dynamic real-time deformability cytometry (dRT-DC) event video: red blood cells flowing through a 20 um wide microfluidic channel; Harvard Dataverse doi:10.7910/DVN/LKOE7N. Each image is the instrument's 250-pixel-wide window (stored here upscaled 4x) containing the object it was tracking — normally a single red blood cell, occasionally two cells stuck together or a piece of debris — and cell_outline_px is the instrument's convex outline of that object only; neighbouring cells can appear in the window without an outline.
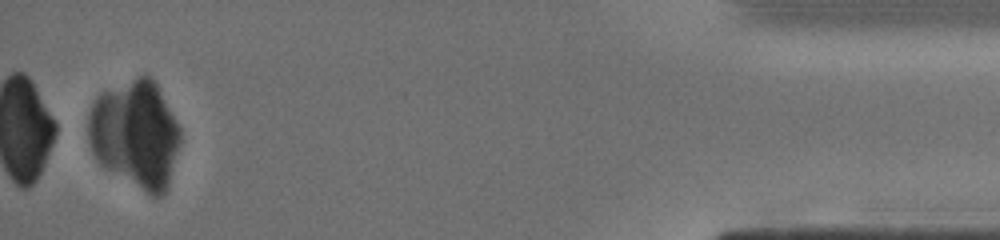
{"species": "human", "species_latin": "Homo sapiens", "temperature_condition": "cold", "stored_images_in_passage": 37, "camera_frame_rate_fps": 3000, "um_per_image_px": 0.085, "donor": {"sex": "male"}, "frame": {"image": 1, "passage_image": 37, "time_ms": 14.333, "image_size_px": [1000, 240], "cell_outline_px": [[180, 140], [168, 184], [164, 192], [160, 196], [152, 196], [104, 168], [100, 164], [92, 152], [88, 140], [88, 116], [92, 104], [96, 96], [136, 76], [152, 76], [176, 120], [180, 128]], "centroid_in_image_um": [11.49, 11.4], "position_along_channel_um": 423.7, "area_um2": 57.4}}